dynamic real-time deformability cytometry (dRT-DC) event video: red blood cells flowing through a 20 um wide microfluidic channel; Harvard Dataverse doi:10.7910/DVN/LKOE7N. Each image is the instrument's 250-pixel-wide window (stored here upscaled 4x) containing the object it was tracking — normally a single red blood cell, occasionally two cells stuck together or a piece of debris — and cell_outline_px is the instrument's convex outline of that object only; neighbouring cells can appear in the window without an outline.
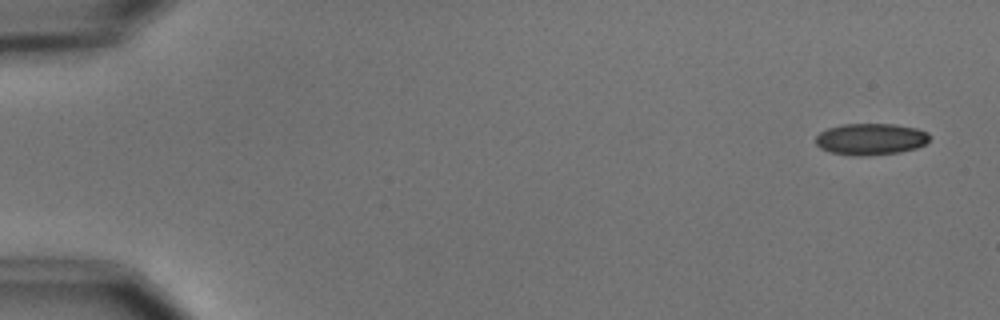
{"species": "common noctule bat (a hibernating species)", "species_latin": "Nyctalus noctula", "temperature_condition": "cold", "stored_images_in_passage": 5, "camera_frame_rate_fps": 3000, "um_per_image_px": 0.085, "animal": {"sex": "male", "body_mass_g": 15.6}, "frame": {"image": 1, "passage_image": 1, "time_ms": 0.0, "image_size_px": [1000, 320], "cell_outline_px": [[932, 136], [924, 144], [916, 148], [900, 152], [864, 156], [856, 156], [832, 152], [820, 148], [816, 144], [816, 136], [820, 132], [828, 128], [844, 124], [892, 124], [916, 128], [928, 132]], "centroid_in_image_um": [74.02, 11.82], "position_along_channel_um": 11.0, "area_um2": 20.92}}
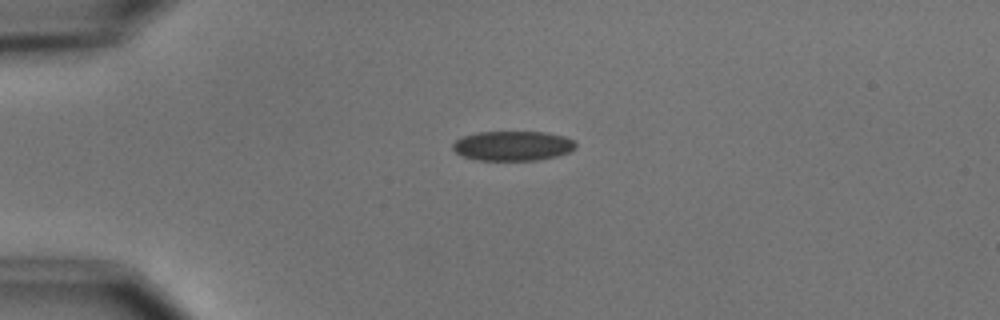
{"frame": {"image": 2, "passage_image": 4, "time_ms": 3.667, "image_size_px": [1000, 320], "cell_outline_px": [[576, 148], [568, 152], [556, 156], [536, 160], [480, 160], [464, 156], [456, 152], [452, 148], [452, 144], [456, 140], [464, 136], [476, 132], [544, 132], [564, 136], [572, 140], [576, 144]], "centroid_in_image_um": [43.58, 12.39], "position_along_channel_um": 41.4, "area_um2": 21.1}}